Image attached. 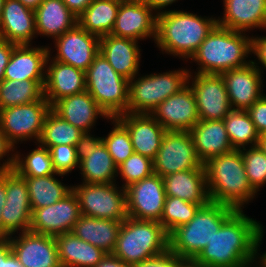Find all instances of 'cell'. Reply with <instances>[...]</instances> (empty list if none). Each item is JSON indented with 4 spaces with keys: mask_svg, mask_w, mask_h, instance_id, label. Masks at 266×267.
I'll use <instances>...</instances> for the list:
<instances>
[{
    "mask_svg": "<svg viewBox=\"0 0 266 267\" xmlns=\"http://www.w3.org/2000/svg\"><path fill=\"white\" fill-rule=\"evenodd\" d=\"M116 119L129 132L134 152L153 160L167 130L151 114L127 112Z\"/></svg>",
    "mask_w": 266,
    "mask_h": 267,
    "instance_id": "obj_21",
    "label": "cell"
},
{
    "mask_svg": "<svg viewBox=\"0 0 266 267\" xmlns=\"http://www.w3.org/2000/svg\"><path fill=\"white\" fill-rule=\"evenodd\" d=\"M51 109L84 133L91 131L98 117L110 119L87 91L61 98Z\"/></svg>",
    "mask_w": 266,
    "mask_h": 267,
    "instance_id": "obj_26",
    "label": "cell"
},
{
    "mask_svg": "<svg viewBox=\"0 0 266 267\" xmlns=\"http://www.w3.org/2000/svg\"><path fill=\"white\" fill-rule=\"evenodd\" d=\"M194 74L190 71L188 84L196 98L199 119L223 120L232 108L221 74Z\"/></svg>",
    "mask_w": 266,
    "mask_h": 267,
    "instance_id": "obj_14",
    "label": "cell"
},
{
    "mask_svg": "<svg viewBox=\"0 0 266 267\" xmlns=\"http://www.w3.org/2000/svg\"><path fill=\"white\" fill-rule=\"evenodd\" d=\"M3 239L29 231L32 209L25 178L6 170V202L2 208Z\"/></svg>",
    "mask_w": 266,
    "mask_h": 267,
    "instance_id": "obj_12",
    "label": "cell"
},
{
    "mask_svg": "<svg viewBox=\"0 0 266 267\" xmlns=\"http://www.w3.org/2000/svg\"><path fill=\"white\" fill-rule=\"evenodd\" d=\"M224 13L217 25L238 32L266 30V0H223Z\"/></svg>",
    "mask_w": 266,
    "mask_h": 267,
    "instance_id": "obj_24",
    "label": "cell"
},
{
    "mask_svg": "<svg viewBox=\"0 0 266 267\" xmlns=\"http://www.w3.org/2000/svg\"><path fill=\"white\" fill-rule=\"evenodd\" d=\"M83 134V131L61 118L51 109L45 118L39 141L35 143L48 149L61 144L76 146Z\"/></svg>",
    "mask_w": 266,
    "mask_h": 267,
    "instance_id": "obj_38",
    "label": "cell"
},
{
    "mask_svg": "<svg viewBox=\"0 0 266 267\" xmlns=\"http://www.w3.org/2000/svg\"><path fill=\"white\" fill-rule=\"evenodd\" d=\"M258 146L266 154V136L264 134L260 136Z\"/></svg>",
    "mask_w": 266,
    "mask_h": 267,
    "instance_id": "obj_58",
    "label": "cell"
},
{
    "mask_svg": "<svg viewBox=\"0 0 266 267\" xmlns=\"http://www.w3.org/2000/svg\"><path fill=\"white\" fill-rule=\"evenodd\" d=\"M121 224L122 221L81 215L71 232L83 241L102 249L105 253L112 254Z\"/></svg>",
    "mask_w": 266,
    "mask_h": 267,
    "instance_id": "obj_32",
    "label": "cell"
},
{
    "mask_svg": "<svg viewBox=\"0 0 266 267\" xmlns=\"http://www.w3.org/2000/svg\"><path fill=\"white\" fill-rule=\"evenodd\" d=\"M139 47L136 40L109 34L100 37L99 52L118 74L130 80L139 75Z\"/></svg>",
    "mask_w": 266,
    "mask_h": 267,
    "instance_id": "obj_25",
    "label": "cell"
},
{
    "mask_svg": "<svg viewBox=\"0 0 266 267\" xmlns=\"http://www.w3.org/2000/svg\"><path fill=\"white\" fill-rule=\"evenodd\" d=\"M57 54L52 60L86 71L99 53L100 37L87 32L78 23L54 39Z\"/></svg>",
    "mask_w": 266,
    "mask_h": 267,
    "instance_id": "obj_16",
    "label": "cell"
},
{
    "mask_svg": "<svg viewBox=\"0 0 266 267\" xmlns=\"http://www.w3.org/2000/svg\"><path fill=\"white\" fill-rule=\"evenodd\" d=\"M49 46L15 45L3 79L45 81Z\"/></svg>",
    "mask_w": 266,
    "mask_h": 267,
    "instance_id": "obj_23",
    "label": "cell"
},
{
    "mask_svg": "<svg viewBox=\"0 0 266 267\" xmlns=\"http://www.w3.org/2000/svg\"><path fill=\"white\" fill-rule=\"evenodd\" d=\"M203 165L212 202L242 210L258 194L246 176L241 150L214 156Z\"/></svg>",
    "mask_w": 266,
    "mask_h": 267,
    "instance_id": "obj_3",
    "label": "cell"
},
{
    "mask_svg": "<svg viewBox=\"0 0 266 267\" xmlns=\"http://www.w3.org/2000/svg\"><path fill=\"white\" fill-rule=\"evenodd\" d=\"M116 183H83L72 186L81 215L123 221L127 216L126 190ZM120 189V190H119Z\"/></svg>",
    "mask_w": 266,
    "mask_h": 267,
    "instance_id": "obj_9",
    "label": "cell"
},
{
    "mask_svg": "<svg viewBox=\"0 0 266 267\" xmlns=\"http://www.w3.org/2000/svg\"><path fill=\"white\" fill-rule=\"evenodd\" d=\"M80 216L78 197L72 190L60 201L47 207L34 209L29 231L54 237L69 233Z\"/></svg>",
    "mask_w": 266,
    "mask_h": 267,
    "instance_id": "obj_15",
    "label": "cell"
},
{
    "mask_svg": "<svg viewBox=\"0 0 266 267\" xmlns=\"http://www.w3.org/2000/svg\"><path fill=\"white\" fill-rule=\"evenodd\" d=\"M34 13L36 34L48 38L56 39L78 23L62 0H44Z\"/></svg>",
    "mask_w": 266,
    "mask_h": 267,
    "instance_id": "obj_30",
    "label": "cell"
},
{
    "mask_svg": "<svg viewBox=\"0 0 266 267\" xmlns=\"http://www.w3.org/2000/svg\"><path fill=\"white\" fill-rule=\"evenodd\" d=\"M241 152L248 181L258 192L266 185V154L258 145L241 149Z\"/></svg>",
    "mask_w": 266,
    "mask_h": 267,
    "instance_id": "obj_42",
    "label": "cell"
},
{
    "mask_svg": "<svg viewBox=\"0 0 266 267\" xmlns=\"http://www.w3.org/2000/svg\"><path fill=\"white\" fill-rule=\"evenodd\" d=\"M49 150L56 173L67 175L79 167L76 146L61 144L52 146Z\"/></svg>",
    "mask_w": 266,
    "mask_h": 267,
    "instance_id": "obj_44",
    "label": "cell"
},
{
    "mask_svg": "<svg viewBox=\"0 0 266 267\" xmlns=\"http://www.w3.org/2000/svg\"><path fill=\"white\" fill-rule=\"evenodd\" d=\"M45 81L10 80L0 82V109L29 104L44 97Z\"/></svg>",
    "mask_w": 266,
    "mask_h": 267,
    "instance_id": "obj_36",
    "label": "cell"
},
{
    "mask_svg": "<svg viewBox=\"0 0 266 267\" xmlns=\"http://www.w3.org/2000/svg\"><path fill=\"white\" fill-rule=\"evenodd\" d=\"M184 258L173 252L170 248L166 251L149 257L134 264V267H178Z\"/></svg>",
    "mask_w": 266,
    "mask_h": 267,
    "instance_id": "obj_45",
    "label": "cell"
},
{
    "mask_svg": "<svg viewBox=\"0 0 266 267\" xmlns=\"http://www.w3.org/2000/svg\"><path fill=\"white\" fill-rule=\"evenodd\" d=\"M122 0H93L78 17V24L99 37L109 35Z\"/></svg>",
    "mask_w": 266,
    "mask_h": 267,
    "instance_id": "obj_33",
    "label": "cell"
},
{
    "mask_svg": "<svg viewBox=\"0 0 266 267\" xmlns=\"http://www.w3.org/2000/svg\"><path fill=\"white\" fill-rule=\"evenodd\" d=\"M4 1L5 0H0V18H1V15H2V9H3V5H4Z\"/></svg>",
    "mask_w": 266,
    "mask_h": 267,
    "instance_id": "obj_61",
    "label": "cell"
},
{
    "mask_svg": "<svg viewBox=\"0 0 266 267\" xmlns=\"http://www.w3.org/2000/svg\"><path fill=\"white\" fill-rule=\"evenodd\" d=\"M216 25V17L169 9L157 15L154 42L162 53L189 60Z\"/></svg>",
    "mask_w": 266,
    "mask_h": 267,
    "instance_id": "obj_2",
    "label": "cell"
},
{
    "mask_svg": "<svg viewBox=\"0 0 266 267\" xmlns=\"http://www.w3.org/2000/svg\"><path fill=\"white\" fill-rule=\"evenodd\" d=\"M55 175L65 176L57 173L40 177H24L32 211L54 204L72 191V186H66L56 179Z\"/></svg>",
    "mask_w": 266,
    "mask_h": 267,
    "instance_id": "obj_35",
    "label": "cell"
},
{
    "mask_svg": "<svg viewBox=\"0 0 266 267\" xmlns=\"http://www.w3.org/2000/svg\"><path fill=\"white\" fill-rule=\"evenodd\" d=\"M169 248V234L157 221L127 217L122 221L113 255L134 265Z\"/></svg>",
    "mask_w": 266,
    "mask_h": 267,
    "instance_id": "obj_6",
    "label": "cell"
},
{
    "mask_svg": "<svg viewBox=\"0 0 266 267\" xmlns=\"http://www.w3.org/2000/svg\"><path fill=\"white\" fill-rule=\"evenodd\" d=\"M102 141V137H94L89 133H84L76 144L77 160L80 162L82 159L89 156V153Z\"/></svg>",
    "mask_w": 266,
    "mask_h": 267,
    "instance_id": "obj_49",
    "label": "cell"
},
{
    "mask_svg": "<svg viewBox=\"0 0 266 267\" xmlns=\"http://www.w3.org/2000/svg\"><path fill=\"white\" fill-rule=\"evenodd\" d=\"M6 202V171L0 172V206Z\"/></svg>",
    "mask_w": 266,
    "mask_h": 267,
    "instance_id": "obj_55",
    "label": "cell"
},
{
    "mask_svg": "<svg viewBox=\"0 0 266 267\" xmlns=\"http://www.w3.org/2000/svg\"><path fill=\"white\" fill-rule=\"evenodd\" d=\"M251 37L216 25L190 59L199 65L194 73L221 74L248 65Z\"/></svg>",
    "mask_w": 266,
    "mask_h": 267,
    "instance_id": "obj_4",
    "label": "cell"
},
{
    "mask_svg": "<svg viewBox=\"0 0 266 267\" xmlns=\"http://www.w3.org/2000/svg\"><path fill=\"white\" fill-rule=\"evenodd\" d=\"M77 18L93 2V0H62Z\"/></svg>",
    "mask_w": 266,
    "mask_h": 267,
    "instance_id": "obj_52",
    "label": "cell"
},
{
    "mask_svg": "<svg viewBox=\"0 0 266 267\" xmlns=\"http://www.w3.org/2000/svg\"><path fill=\"white\" fill-rule=\"evenodd\" d=\"M189 74V70L182 68L138 78L136 75L129 80L128 112L151 114L165 99L188 85Z\"/></svg>",
    "mask_w": 266,
    "mask_h": 267,
    "instance_id": "obj_8",
    "label": "cell"
},
{
    "mask_svg": "<svg viewBox=\"0 0 266 267\" xmlns=\"http://www.w3.org/2000/svg\"><path fill=\"white\" fill-rule=\"evenodd\" d=\"M61 267H95L107 253L72 232L55 236Z\"/></svg>",
    "mask_w": 266,
    "mask_h": 267,
    "instance_id": "obj_31",
    "label": "cell"
},
{
    "mask_svg": "<svg viewBox=\"0 0 266 267\" xmlns=\"http://www.w3.org/2000/svg\"><path fill=\"white\" fill-rule=\"evenodd\" d=\"M263 228L243 210H236L195 260L204 267H257Z\"/></svg>",
    "mask_w": 266,
    "mask_h": 267,
    "instance_id": "obj_1",
    "label": "cell"
},
{
    "mask_svg": "<svg viewBox=\"0 0 266 267\" xmlns=\"http://www.w3.org/2000/svg\"><path fill=\"white\" fill-rule=\"evenodd\" d=\"M141 0H122L111 35L133 40L156 38L157 14Z\"/></svg>",
    "mask_w": 266,
    "mask_h": 267,
    "instance_id": "obj_18",
    "label": "cell"
},
{
    "mask_svg": "<svg viewBox=\"0 0 266 267\" xmlns=\"http://www.w3.org/2000/svg\"><path fill=\"white\" fill-rule=\"evenodd\" d=\"M190 132L196 155L203 164L214 156L234 150L223 120H199Z\"/></svg>",
    "mask_w": 266,
    "mask_h": 267,
    "instance_id": "obj_28",
    "label": "cell"
},
{
    "mask_svg": "<svg viewBox=\"0 0 266 267\" xmlns=\"http://www.w3.org/2000/svg\"><path fill=\"white\" fill-rule=\"evenodd\" d=\"M235 211L233 207L212 201L201 206L188 223L169 234V248L182 258L195 259Z\"/></svg>",
    "mask_w": 266,
    "mask_h": 267,
    "instance_id": "obj_5",
    "label": "cell"
},
{
    "mask_svg": "<svg viewBox=\"0 0 266 267\" xmlns=\"http://www.w3.org/2000/svg\"><path fill=\"white\" fill-rule=\"evenodd\" d=\"M83 183H116L117 166L101 141L89 156L79 162Z\"/></svg>",
    "mask_w": 266,
    "mask_h": 267,
    "instance_id": "obj_34",
    "label": "cell"
},
{
    "mask_svg": "<svg viewBox=\"0 0 266 267\" xmlns=\"http://www.w3.org/2000/svg\"><path fill=\"white\" fill-rule=\"evenodd\" d=\"M0 267H22L11 251L9 239H0Z\"/></svg>",
    "mask_w": 266,
    "mask_h": 267,
    "instance_id": "obj_50",
    "label": "cell"
},
{
    "mask_svg": "<svg viewBox=\"0 0 266 267\" xmlns=\"http://www.w3.org/2000/svg\"><path fill=\"white\" fill-rule=\"evenodd\" d=\"M223 121L234 150L258 145L260 134L246 110H231Z\"/></svg>",
    "mask_w": 266,
    "mask_h": 267,
    "instance_id": "obj_37",
    "label": "cell"
},
{
    "mask_svg": "<svg viewBox=\"0 0 266 267\" xmlns=\"http://www.w3.org/2000/svg\"><path fill=\"white\" fill-rule=\"evenodd\" d=\"M162 179L166 196L195 204H207L211 201L203 164L198 169L172 173Z\"/></svg>",
    "mask_w": 266,
    "mask_h": 267,
    "instance_id": "obj_29",
    "label": "cell"
},
{
    "mask_svg": "<svg viewBox=\"0 0 266 267\" xmlns=\"http://www.w3.org/2000/svg\"><path fill=\"white\" fill-rule=\"evenodd\" d=\"M252 54L257 56L256 59H258L259 62H257L256 59L251 60V62L262 74V69H266V36L251 37V55ZM259 64L260 66H258ZM261 66H263L264 68Z\"/></svg>",
    "mask_w": 266,
    "mask_h": 267,
    "instance_id": "obj_48",
    "label": "cell"
},
{
    "mask_svg": "<svg viewBox=\"0 0 266 267\" xmlns=\"http://www.w3.org/2000/svg\"><path fill=\"white\" fill-rule=\"evenodd\" d=\"M8 239L22 267H61L54 236L26 231Z\"/></svg>",
    "mask_w": 266,
    "mask_h": 267,
    "instance_id": "obj_17",
    "label": "cell"
},
{
    "mask_svg": "<svg viewBox=\"0 0 266 267\" xmlns=\"http://www.w3.org/2000/svg\"><path fill=\"white\" fill-rule=\"evenodd\" d=\"M198 159L190 131H166L153 159L154 173L160 177L185 170L198 169Z\"/></svg>",
    "mask_w": 266,
    "mask_h": 267,
    "instance_id": "obj_11",
    "label": "cell"
},
{
    "mask_svg": "<svg viewBox=\"0 0 266 267\" xmlns=\"http://www.w3.org/2000/svg\"><path fill=\"white\" fill-rule=\"evenodd\" d=\"M153 173V160L135 152L117 167V175L125 181L122 185L124 189Z\"/></svg>",
    "mask_w": 266,
    "mask_h": 267,
    "instance_id": "obj_43",
    "label": "cell"
},
{
    "mask_svg": "<svg viewBox=\"0 0 266 267\" xmlns=\"http://www.w3.org/2000/svg\"><path fill=\"white\" fill-rule=\"evenodd\" d=\"M14 150H15V147L10 143L8 138L5 136V134L0 129V161H2L3 157L7 156L6 160L3 159L4 162L2 164L0 162V172L6 171V170H12L14 168L15 152H16Z\"/></svg>",
    "mask_w": 266,
    "mask_h": 267,
    "instance_id": "obj_47",
    "label": "cell"
},
{
    "mask_svg": "<svg viewBox=\"0 0 266 267\" xmlns=\"http://www.w3.org/2000/svg\"><path fill=\"white\" fill-rule=\"evenodd\" d=\"M232 110H247L263 94L261 72L248 65L221 73Z\"/></svg>",
    "mask_w": 266,
    "mask_h": 267,
    "instance_id": "obj_20",
    "label": "cell"
},
{
    "mask_svg": "<svg viewBox=\"0 0 266 267\" xmlns=\"http://www.w3.org/2000/svg\"><path fill=\"white\" fill-rule=\"evenodd\" d=\"M36 36L34 11L18 0H5L0 18V38L23 45L32 44Z\"/></svg>",
    "mask_w": 266,
    "mask_h": 267,
    "instance_id": "obj_27",
    "label": "cell"
},
{
    "mask_svg": "<svg viewBox=\"0 0 266 267\" xmlns=\"http://www.w3.org/2000/svg\"><path fill=\"white\" fill-rule=\"evenodd\" d=\"M2 208L3 206H0V239H3V223H2Z\"/></svg>",
    "mask_w": 266,
    "mask_h": 267,
    "instance_id": "obj_60",
    "label": "cell"
},
{
    "mask_svg": "<svg viewBox=\"0 0 266 267\" xmlns=\"http://www.w3.org/2000/svg\"><path fill=\"white\" fill-rule=\"evenodd\" d=\"M110 121L114 127L107 137H102V141L118 167L134 153V150L127 129L116 118H110Z\"/></svg>",
    "mask_w": 266,
    "mask_h": 267,
    "instance_id": "obj_41",
    "label": "cell"
},
{
    "mask_svg": "<svg viewBox=\"0 0 266 267\" xmlns=\"http://www.w3.org/2000/svg\"><path fill=\"white\" fill-rule=\"evenodd\" d=\"M246 111L260 136L263 135L266 132V95L263 94Z\"/></svg>",
    "mask_w": 266,
    "mask_h": 267,
    "instance_id": "obj_46",
    "label": "cell"
},
{
    "mask_svg": "<svg viewBox=\"0 0 266 267\" xmlns=\"http://www.w3.org/2000/svg\"><path fill=\"white\" fill-rule=\"evenodd\" d=\"M16 44L0 38V82L3 80L5 68Z\"/></svg>",
    "mask_w": 266,
    "mask_h": 267,
    "instance_id": "obj_51",
    "label": "cell"
},
{
    "mask_svg": "<svg viewBox=\"0 0 266 267\" xmlns=\"http://www.w3.org/2000/svg\"><path fill=\"white\" fill-rule=\"evenodd\" d=\"M143 3H145L149 8H151L153 11H155V14L159 15L167 10L165 7L178 2L177 0H141Z\"/></svg>",
    "mask_w": 266,
    "mask_h": 267,
    "instance_id": "obj_54",
    "label": "cell"
},
{
    "mask_svg": "<svg viewBox=\"0 0 266 267\" xmlns=\"http://www.w3.org/2000/svg\"><path fill=\"white\" fill-rule=\"evenodd\" d=\"M23 6L35 11L44 0H18Z\"/></svg>",
    "mask_w": 266,
    "mask_h": 267,
    "instance_id": "obj_56",
    "label": "cell"
},
{
    "mask_svg": "<svg viewBox=\"0 0 266 267\" xmlns=\"http://www.w3.org/2000/svg\"><path fill=\"white\" fill-rule=\"evenodd\" d=\"M50 110L51 105L45 97L29 104L0 109V129L15 148L19 141L34 139L38 142Z\"/></svg>",
    "mask_w": 266,
    "mask_h": 267,
    "instance_id": "obj_10",
    "label": "cell"
},
{
    "mask_svg": "<svg viewBox=\"0 0 266 267\" xmlns=\"http://www.w3.org/2000/svg\"><path fill=\"white\" fill-rule=\"evenodd\" d=\"M15 153L14 170L22 177H40L57 174L50 150L41 144L31 150L26 156ZM23 156V157H22Z\"/></svg>",
    "mask_w": 266,
    "mask_h": 267,
    "instance_id": "obj_39",
    "label": "cell"
},
{
    "mask_svg": "<svg viewBox=\"0 0 266 267\" xmlns=\"http://www.w3.org/2000/svg\"><path fill=\"white\" fill-rule=\"evenodd\" d=\"M176 197L166 196L160 224L170 234L177 227L188 223L201 206Z\"/></svg>",
    "mask_w": 266,
    "mask_h": 267,
    "instance_id": "obj_40",
    "label": "cell"
},
{
    "mask_svg": "<svg viewBox=\"0 0 266 267\" xmlns=\"http://www.w3.org/2000/svg\"><path fill=\"white\" fill-rule=\"evenodd\" d=\"M178 267H204L198 263L195 259L184 258L178 265Z\"/></svg>",
    "mask_w": 266,
    "mask_h": 267,
    "instance_id": "obj_57",
    "label": "cell"
},
{
    "mask_svg": "<svg viewBox=\"0 0 266 267\" xmlns=\"http://www.w3.org/2000/svg\"><path fill=\"white\" fill-rule=\"evenodd\" d=\"M260 255V256H259ZM258 267H266V252H264L262 255L258 253Z\"/></svg>",
    "mask_w": 266,
    "mask_h": 267,
    "instance_id": "obj_59",
    "label": "cell"
},
{
    "mask_svg": "<svg viewBox=\"0 0 266 267\" xmlns=\"http://www.w3.org/2000/svg\"><path fill=\"white\" fill-rule=\"evenodd\" d=\"M95 267H134L131 264L121 261L113 254H106Z\"/></svg>",
    "mask_w": 266,
    "mask_h": 267,
    "instance_id": "obj_53",
    "label": "cell"
},
{
    "mask_svg": "<svg viewBox=\"0 0 266 267\" xmlns=\"http://www.w3.org/2000/svg\"><path fill=\"white\" fill-rule=\"evenodd\" d=\"M48 48L49 56L46 61L44 97L52 106L61 98L86 91V79L85 71L50 59V56H52L51 48Z\"/></svg>",
    "mask_w": 266,
    "mask_h": 267,
    "instance_id": "obj_22",
    "label": "cell"
},
{
    "mask_svg": "<svg viewBox=\"0 0 266 267\" xmlns=\"http://www.w3.org/2000/svg\"><path fill=\"white\" fill-rule=\"evenodd\" d=\"M125 190L128 217L160 222L166 198L162 177L153 173Z\"/></svg>",
    "mask_w": 266,
    "mask_h": 267,
    "instance_id": "obj_13",
    "label": "cell"
},
{
    "mask_svg": "<svg viewBox=\"0 0 266 267\" xmlns=\"http://www.w3.org/2000/svg\"><path fill=\"white\" fill-rule=\"evenodd\" d=\"M151 115L167 131H190L200 120L196 98L189 84L160 103Z\"/></svg>",
    "mask_w": 266,
    "mask_h": 267,
    "instance_id": "obj_19",
    "label": "cell"
},
{
    "mask_svg": "<svg viewBox=\"0 0 266 267\" xmlns=\"http://www.w3.org/2000/svg\"><path fill=\"white\" fill-rule=\"evenodd\" d=\"M86 91L109 118L128 112L129 80L118 74L99 52L85 71Z\"/></svg>",
    "mask_w": 266,
    "mask_h": 267,
    "instance_id": "obj_7",
    "label": "cell"
}]
</instances>
